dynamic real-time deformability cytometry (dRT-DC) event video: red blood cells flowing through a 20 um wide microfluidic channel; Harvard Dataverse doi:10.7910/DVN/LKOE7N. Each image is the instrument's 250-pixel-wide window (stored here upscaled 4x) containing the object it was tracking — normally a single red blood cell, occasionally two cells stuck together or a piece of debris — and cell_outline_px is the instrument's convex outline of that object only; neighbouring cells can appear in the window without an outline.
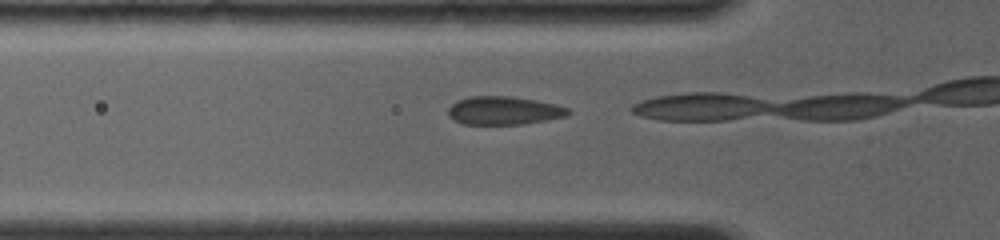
{"species": "common noctule bat (a hibernating species)", "species_latin": "Nyctalus noctula", "temperature_condition": "room temperature", "stored_images_in_passage": 4, "camera_frame_rate_fps": 4000, "um_per_image_px": 0.085, "animal": {"sex": "female", "body_mass_g": 19.0, "forearm_length_mm": 56.7}, "frame": {"image": 1, "passage_image": 2, "time_ms": 0.25, "image_size_px": [1000, 240], "cell_outline_px": [[572, 112], [568, 116], [548, 120], [524, 124], [464, 124], [448, 116], [448, 108], [456, 100], [468, 96], [512, 96], [536, 100], [556, 104], [568, 108]], "centroid_in_image_um": [42.85, 9.39], "position_along_channel_um": 82.9, "area_um2": 20.0}}